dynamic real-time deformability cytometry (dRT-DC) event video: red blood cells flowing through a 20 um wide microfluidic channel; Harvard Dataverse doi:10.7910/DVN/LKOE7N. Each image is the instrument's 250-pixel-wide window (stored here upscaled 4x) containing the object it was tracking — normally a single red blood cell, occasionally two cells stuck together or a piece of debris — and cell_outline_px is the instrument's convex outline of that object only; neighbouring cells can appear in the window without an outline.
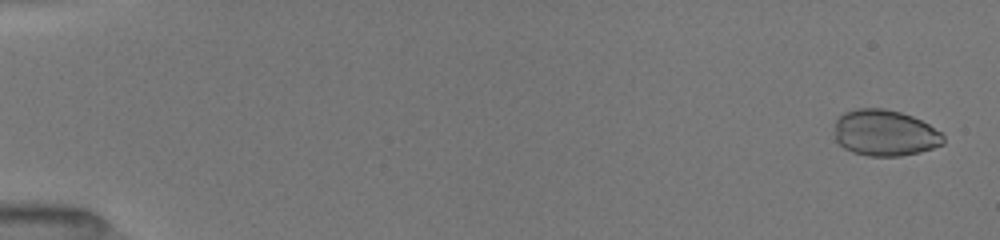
{"species": "common noctule bat (a hibernating species)", "species_latin": "Nyctalus noctula", "temperature_condition": "room temperature", "stored_images_in_passage": 28, "camera_frame_rate_fps": 3000, "um_per_image_px": 0.085, "animal": {"sex": "female", "body_mass_g": 19.5, "forearm_length_mm": 54.1}, "frame": {"image": 1, "passage_image": 1, "time_ms": 0.0, "image_size_px": [1000, 240], "cell_outline_px": [[944, 144], [920, 152], [900, 156], [868, 156], [852, 152], [844, 148], [836, 140], [836, 120], [844, 112], [856, 108], [884, 108], [900, 112], [912, 116], [928, 124], [940, 132], [944, 136]], "centroid_in_image_um": [75.22, 11.3], "position_along_channel_um": 9.8, "area_um2": 29.25}}
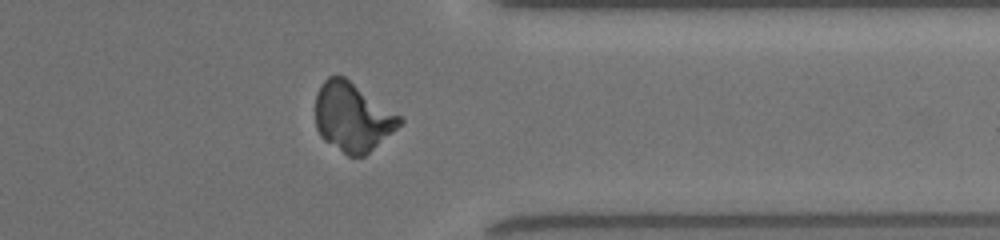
{"frame": {"image": 2, "passage_image": 25, "time_ms": 13.333, "image_size_px": [1000, 240], "cell_outline_px": [[404, 120], [392, 132], [364, 156], [348, 156], [324, 140], [320, 136], [316, 128], [316, 92], [320, 84], [328, 76], [344, 76], [400, 116]], "centroid_in_image_um": [29.92, 9.95], "position_along_channel_um": 381.5, "area_um2": 33.35}}
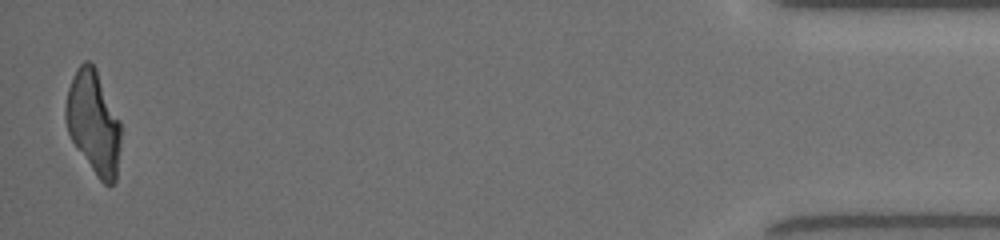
{"frame": {"image": 3, "passage_image": 28, "time_ms": 16.333, "image_size_px": [1000, 240], "cell_outline_px": [[120, 144], [116, 180], [112, 184], [104, 184], [96, 176], [76, 148], [68, 132], [64, 116], [64, 108], [68, 88], [72, 76], [76, 68], [84, 60], [88, 60], [96, 68], [120, 120]], "centroid_in_image_um": [7.93, 10.39], "position_along_channel_um": 427.3, "area_um2": 33.35}}